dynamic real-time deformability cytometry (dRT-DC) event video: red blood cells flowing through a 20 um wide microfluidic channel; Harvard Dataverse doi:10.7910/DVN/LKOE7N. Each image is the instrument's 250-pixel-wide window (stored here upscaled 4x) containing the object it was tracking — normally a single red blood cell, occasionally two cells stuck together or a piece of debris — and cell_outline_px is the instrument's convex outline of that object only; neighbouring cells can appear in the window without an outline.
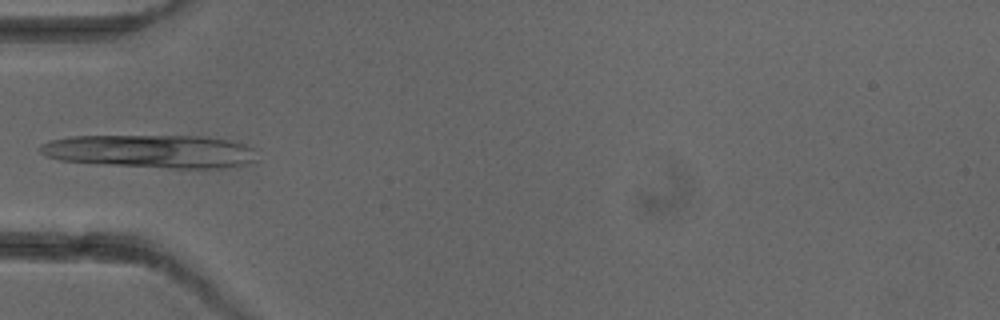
{"species": "common noctule bat (a hibernating species)", "species_latin": "Nyctalus noctula", "temperature_condition": "cold", "stored_images_in_passage": 5, "camera_frame_rate_fps": 3000, "um_per_image_px": 0.085, "animal": {"sex": "female"}, "frame": {"image": 1, "passage_image": 4, "time_ms": 4.667, "image_size_px": [1000, 320], "cell_outline_px": [[260, 160], [256, 164], [224, 168], [168, 168], [100, 164], [60, 160], [48, 156], [40, 152], [40, 144], [48, 140], [72, 136], [208, 136], [232, 140], [244, 144], [252, 148]], "centroid_in_image_um": [12.93, 12.86], "position_along_channel_um": 72.1, "area_um2": 42.66}}
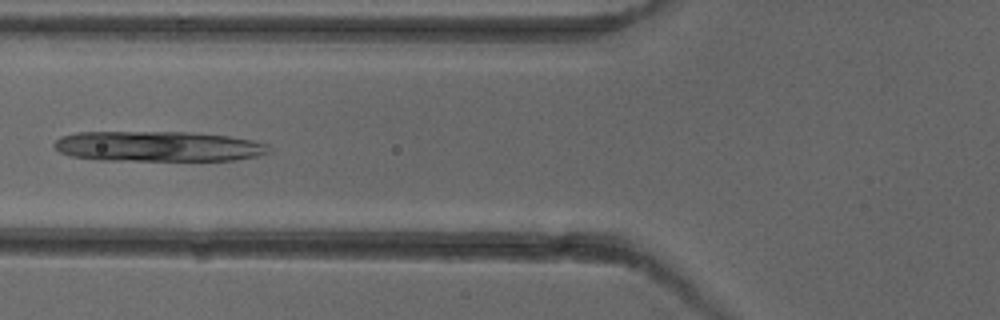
{"frame": {"image": 2, "passage_image": 5, "time_ms": 5.667, "image_size_px": [1000, 320], "cell_outline_px": [[268, 152], [256, 156], [236, 160], [100, 160], [72, 156], [60, 152], [52, 144], [60, 136], [76, 132], [196, 132], [228, 136], [252, 140], [268, 144]], "centroid_in_image_um": [13.41, 12.43], "position_along_channel_um": 112.4, "area_um2": 37.92}}